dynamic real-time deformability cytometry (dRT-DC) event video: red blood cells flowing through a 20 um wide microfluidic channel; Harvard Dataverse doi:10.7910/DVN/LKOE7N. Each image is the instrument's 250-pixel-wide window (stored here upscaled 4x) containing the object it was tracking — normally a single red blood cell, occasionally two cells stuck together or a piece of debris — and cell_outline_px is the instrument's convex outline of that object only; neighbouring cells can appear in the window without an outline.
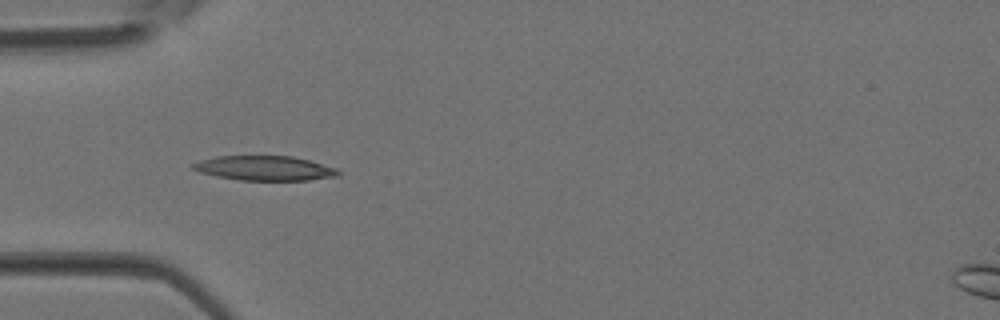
{"species": "Egyptian fruit bat (a non-hibernating species)", "species_latin": "Rousettus aegyptiacus", "temperature_condition": "room temperature", "stored_images_in_passage": 4, "camera_frame_rate_fps": 3000, "um_per_image_px": 0.085, "animal": {"sex": "female"}, "frame": {"image": 1, "passage_image": 3, "time_ms": 0.667, "image_size_px": [1000, 320], "cell_outline_px": [[340, 172], [336, 176], [308, 180], [240, 180], [216, 176], [200, 172], [192, 168], [192, 164], [200, 160], [216, 156], [292, 156], [308, 160], [336, 168]], "centroid_in_image_um": [22.47, 14.29], "position_along_channel_um": 62.5, "area_um2": 20.63}}
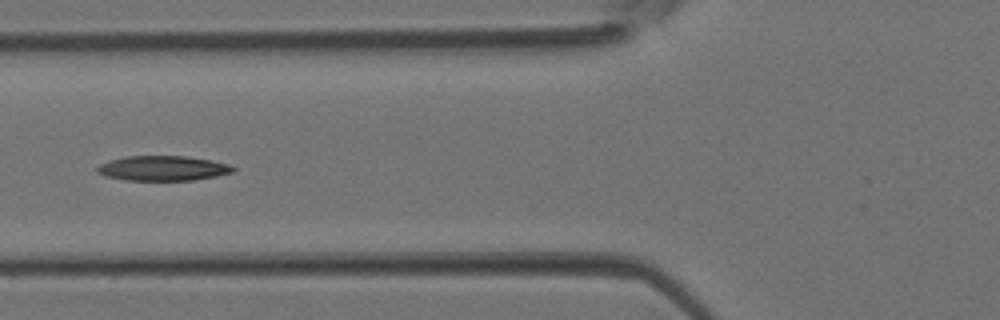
{"frame": {"image": 2, "passage_image": 4, "time_ms": 1.0, "image_size_px": [1000, 320], "cell_outline_px": [[236, 168], [232, 172], [216, 176], [192, 180], [124, 180], [104, 176], [96, 172], [96, 168], [100, 164], [124, 156], [188, 156], [212, 160], [228, 164]], "centroid_in_image_um": [13.83, 14.3], "position_along_channel_um": 112.0, "area_um2": 19.71}}